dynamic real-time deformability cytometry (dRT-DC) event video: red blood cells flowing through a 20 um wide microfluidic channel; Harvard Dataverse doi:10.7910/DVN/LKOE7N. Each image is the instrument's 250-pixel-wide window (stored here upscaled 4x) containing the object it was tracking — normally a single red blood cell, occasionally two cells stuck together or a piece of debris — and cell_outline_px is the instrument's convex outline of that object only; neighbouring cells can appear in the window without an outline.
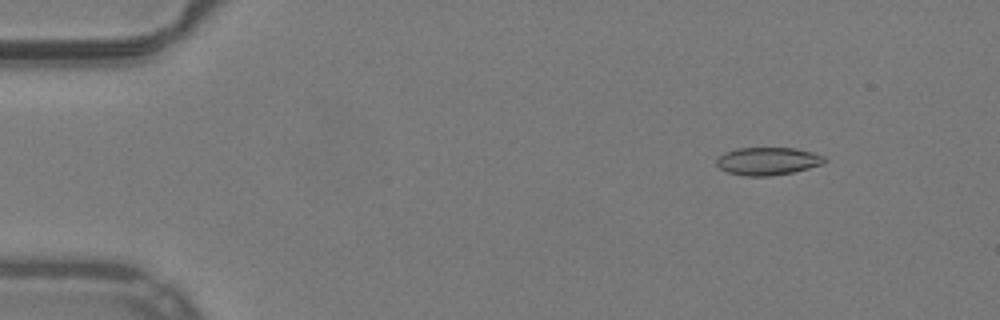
{"species": "common noctule bat (a hibernating species)", "species_latin": "Nyctalus noctula", "temperature_condition": "warm", "stored_images_in_passage": 53, "camera_frame_rate_fps": 3000, "um_per_image_px": 0.085, "animal": {"sex": "male", "body_mass_g": 19.2, "forearm_length_mm": 51.8}, "frame": {"image": 1, "passage_image": 7, "time_ms": 2.0, "image_size_px": [1000, 320], "cell_outline_px": [[828, 160], [824, 164], [792, 172], [768, 176], [744, 176], [728, 172], [720, 168], [716, 164], [716, 160], [724, 152], [736, 148], [796, 148], [812, 152], [824, 156]], "centroid_in_image_um": [65.27, 13.69], "position_along_channel_um": 19.7, "area_um2": 17.51}}
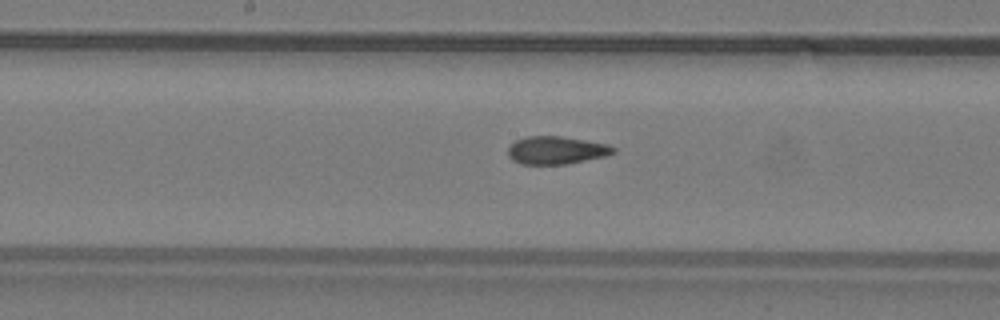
{"frame": {"image": 2, "passage_image": 28, "time_ms": 9.0, "image_size_px": [1000, 320], "cell_outline_px": [[616, 152], [604, 156], [568, 164], [520, 164], [512, 160], [508, 156], [508, 148], [516, 140], [528, 136], [560, 136], [608, 144], [616, 148]], "centroid_in_image_um": [47.28, 12.77], "position_along_channel_um": 200.9, "area_um2": 17.05}}
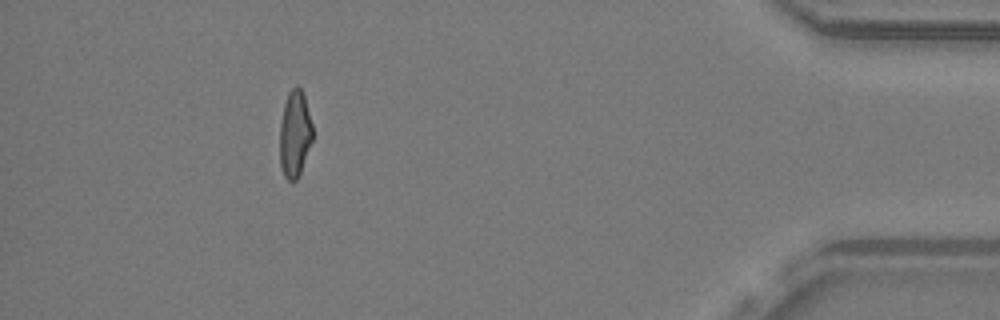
{"frame": {"image": 3, "passage_image": 48, "time_ms": 15.667, "image_size_px": [1000, 320], "cell_outline_px": [[312, 140], [300, 172], [296, 180], [288, 180], [284, 176], [280, 164], [280, 124], [284, 104], [288, 92], [296, 84], [304, 92], [312, 124]], "centroid_in_image_um": [25.05, 11.33], "position_along_channel_um": 410.1, "area_um2": 16.53}, "authors_computed_cell_mechanics": {"area_um2": 17.629, "velocity_mm_per_s": 3.9908, "shape_relaxation_time_tau1_ms": null, "shape_relaxation_time_tau2_ms": 2.1232, "deformation_change_tau1": null, "deformation_change_tau2": 0.0959}}